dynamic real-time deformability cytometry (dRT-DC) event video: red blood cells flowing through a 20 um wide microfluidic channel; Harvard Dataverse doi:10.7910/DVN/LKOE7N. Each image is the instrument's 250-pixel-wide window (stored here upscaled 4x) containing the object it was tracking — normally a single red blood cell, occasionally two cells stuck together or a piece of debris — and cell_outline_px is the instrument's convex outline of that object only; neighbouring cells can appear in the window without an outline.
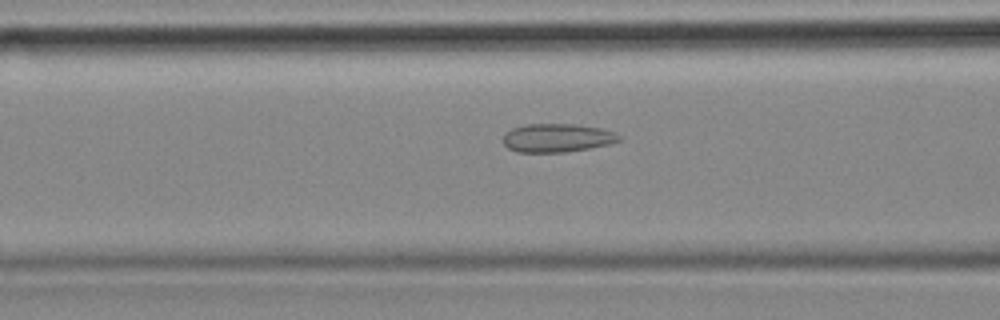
{"species": "common noctule bat (a hibernating species)", "species_latin": "Nyctalus noctula", "temperature_condition": "cold", "stored_images_in_passage": 51, "camera_frame_rate_fps": 3000, "um_per_image_px": 0.085, "animal": {"sex": "female", "body_mass_g": 18.4}, "frame": {"image": 1, "passage_image": 21, "time_ms": 6.667, "image_size_px": [1000, 320], "cell_outline_px": [[620, 140], [612, 144], [564, 152], [516, 152], [508, 148], [504, 144], [504, 132], [512, 128], [524, 124], [576, 124], [600, 128], [616, 132], [620, 136]], "centroid_in_image_um": [47.35, 11.71], "position_along_channel_um": 119.2, "area_um2": 19.36}}
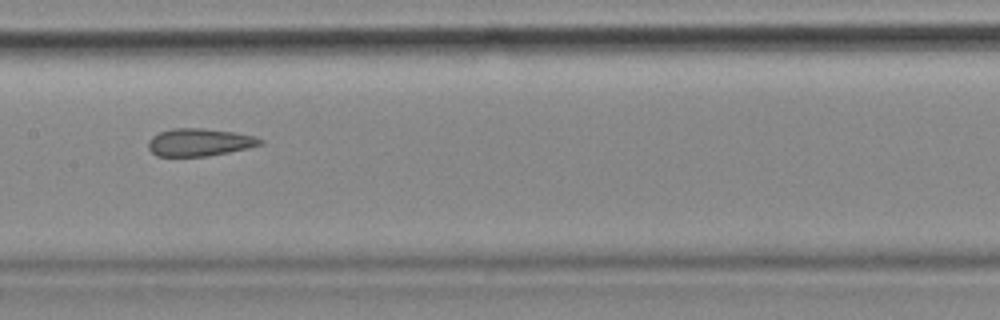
{"frame": {"image": 2, "passage_image": 27, "time_ms": 8.667, "image_size_px": [1000, 320], "cell_outline_px": [[264, 144], [248, 148], [208, 156], [156, 156], [148, 148], [148, 140], [152, 136], [160, 132], [172, 128], [200, 128], [232, 132], [256, 136], [264, 140]], "centroid_in_image_um": [16.96, 12.09], "position_along_channel_um": 190.4, "area_um2": 18.03}}
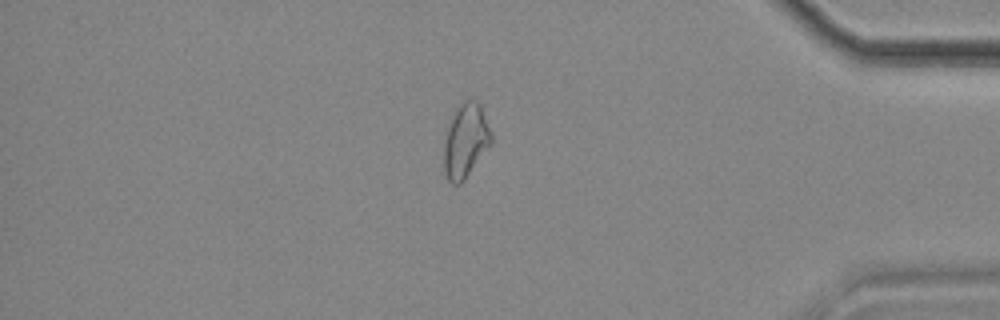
{"frame": {"image": 3, "passage_image": 47, "time_ms": 15.333, "image_size_px": [1000, 320], "cell_outline_px": [[492, 144], [464, 180], [460, 184], [452, 184], [448, 180], [444, 168], [444, 144], [448, 128], [452, 116], [456, 108], [464, 100], [476, 100], [480, 104], [492, 136]], "centroid_in_image_um": [39.58, 11.98], "position_along_channel_um": 395.6, "area_um2": 20.23}, "authors_computed_cell_mechanics": {"area_um2": 19.652, "velocity_mm_per_s": 3.5691, "shape_relaxation_time_tau1_ms": null, "shape_relaxation_time_tau2_ms": 2.2928, "deformation_change_tau1": null, "deformation_change_tau2": 0.1124}}